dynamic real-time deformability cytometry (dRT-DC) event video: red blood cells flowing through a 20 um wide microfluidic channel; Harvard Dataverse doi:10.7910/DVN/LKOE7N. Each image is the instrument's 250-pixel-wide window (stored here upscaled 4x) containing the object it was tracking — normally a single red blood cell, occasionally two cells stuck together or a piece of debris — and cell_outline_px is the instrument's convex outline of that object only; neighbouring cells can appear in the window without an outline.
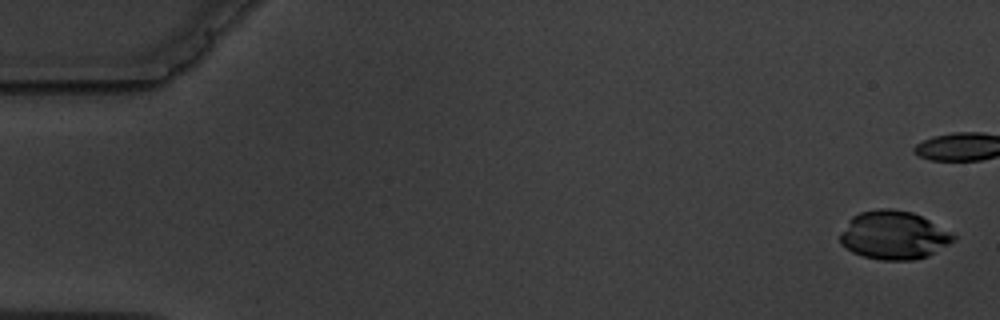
{"species": "common noctule bat (a hibernating species)", "species_latin": "Nyctalus noctula", "temperature_condition": "warm", "stored_images_in_passage": 7, "segment_of_instrument_passage": [1, 2], "camera_frame_rate_fps": 3000, "um_per_image_px": 0.085, "animal": {"sex": "male", "body_mass_g": 19.5, "forearm_length_mm": 54.6}, "frame": {"image": 1, "passage_image": 1, "time_ms": 0.0, "image_size_px": [1000, 320], "cell_outline_px": [[956, 240], [928, 256], [916, 260], [880, 260], [864, 256], [852, 252], [840, 244], [840, 232], [848, 220], [852, 216], [860, 212], [876, 208], [892, 208], [912, 212], [928, 220], [956, 236]], "centroid_in_image_um": [75.92, 19.99], "position_along_channel_um": 9.1, "area_um2": 32.02}}
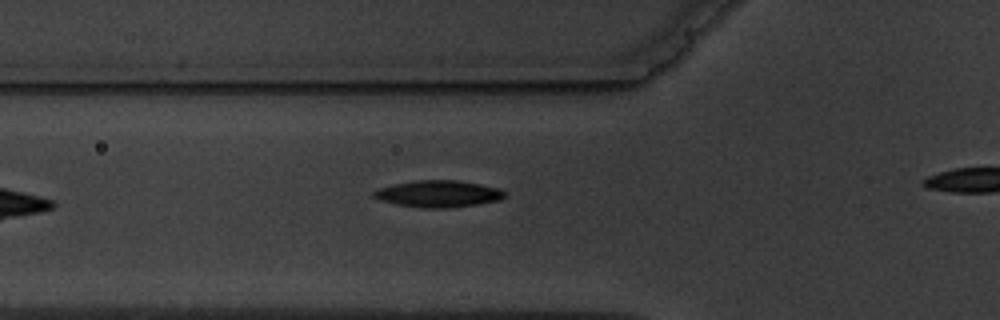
{"frame": {"image": 2, "passage_image": 6, "time_ms": 7.333, "image_size_px": [1000, 320], "cell_outline_px": [[508, 196], [500, 200], [480, 204], [448, 208], [424, 208], [396, 204], [380, 200], [372, 196], [372, 192], [376, 188], [416, 180], [460, 180], [500, 188], [508, 192]], "centroid_in_image_um": [37.32, 16.47], "position_along_channel_um": 88.5, "area_um2": 20.75}}